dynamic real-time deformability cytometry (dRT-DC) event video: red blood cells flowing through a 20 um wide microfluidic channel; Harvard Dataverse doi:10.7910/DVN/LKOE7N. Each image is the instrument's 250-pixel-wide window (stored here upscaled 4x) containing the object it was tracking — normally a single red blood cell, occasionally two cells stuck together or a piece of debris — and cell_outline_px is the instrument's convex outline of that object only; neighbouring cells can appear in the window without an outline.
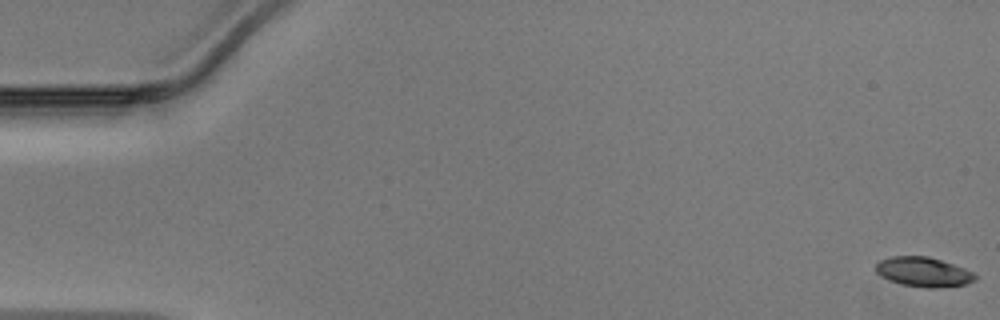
{"species": "Egyptian fruit bat (a non-hibernating species)", "species_latin": "Rousettus aegyptiacus", "temperature_condition": "warm", "stored_images_in_passage": 16, "camera_frame_rate_fps": 3000, "um_per_image_px": 0.085, "animal": {"sex": "male"}, "frame": {"image": 1, "passage_image": 1, "time_ms": 0.0, "image_size_px": [1000, 320], "cell_outline_px": [[976, 280], [964, 284], [932, 288], [924, 288], [904, 284], [880, 276], [876, 272], [876, 264], [880, 260], [892, 256], [928, 256], [964, 268], [972, 272], [976, 276]], "centroid_in_image_um": [78.48, 23.1], "position_along_channel_um": 6.5, "area_um2": 16.82}}